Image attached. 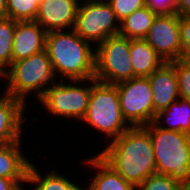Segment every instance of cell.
<instances>
[{
	"instance_id": "23",
	"label": "cell",
	"mask_w": 190,
	"mask_h": 190,
	"mask_svg": "<svg viewBox=\"0 0 190 190\" xmlns=\"http://www.w3.org/2000/svg\"><path fill=\"white\" fill-rule=\"evenodd\" d=\"M181 183L165 174L154 173L136 186V190H177Z\"/></svg>"
},
{
	"instance_id": "26",
	"label": "cell",
	"mask_w": 190,
	"mask_h": 190,
	"mask_svg": "<svg viewBox=\"0 0 190 190\" xmlns=\"http://www.w3.org/2000/svg\"><path fill=\"white\" fill-rule=\"evenodd\" d=\"M146 6L156 15L176 13L179 0H145Z\"/></svg>"
},
{
	"instance_id": "3",
	"label": "cell",
	"mask_w": 190,
	"mask_h": 190,
	"mask_svg": "<svg viewBox=\"0 0 190 190\" xmlns=\"http://www.w3.org/2000/svg\"><path fill=\"white\" fill-rule=\"evenodd\" d=\"M144 127L151 137L157 173L190 184V135L159 128L154 122Z\"/></svg>"
},
{
	"instance_id": "8",
	"label": "cell",
	"mask_w": 190,
	"mask_h": 190,
	"mask_svg": "<svg viewBox=\"0 0 190 190\" xmlns=\"http://www.w3.org/2000/svg\"><path fill=\"white\" fill-rule=\"evenodd\" d=\"M73 84L63 80L47 87L44 95L39 99L42 107L50 114L59 117L75 118L82 121L85 117L92 91L93 78L89 85L83 86V80H71ZM78 83L80 85H78ZM91 83V84H90Z\"/></svg>"
},
{
	"instance_id": "6",
	"label": "cell",
	"mask_w": 190,
	"mask_h": 190,
	"mask_svg": "<svg viewBox=\"0 0 190 190\" xmlns=\"http://www.w3.org/2000/svg\"><path fill=\"white\" fill-rule=\"evenodd\" d=\"M94 78L102 83L117 84L134 77L130 60V39L121 35L108 37L96 46Z\"/></svg>"
},
{
	"instance_id": "19",
	"label": "cell",
	"mask_w": 190,
	"mask_h": 190,
	"mask_svg": "<svg viewBox=\"0 0 190 190\" xmlns=\"http://www.w3.org/2000/svg\"><path fill=\"white\" fill-rule=\"evenodd\" d=\"M156 16L147 6L135 10L120 21L119 35L129 39H144Z\"/></svg>"
},
{
	"instance_id": "11",
	"label": "cell",
	"mask_w": 190,
	"mask_h": 190,
	"mask_svg": "<svg viewBox=\"0 0 190 190\" xmlns=\"http://www.w3.org/2000/svg\"><path fill=\"white\" fill-rule=\"evenodd\" d=\"M80 0H40L37 21L46 32L73 29ZM82 1V0H81Z\"/></svg>"
},
{
	"instance_id": "7",
	"label": "cell",
	"mask_w": 190,
	"mask_h": 190,
	"mask_svg": "<svg viewBox=\"0 0 190 190\" xmlns=\"http://www.w3.org/2000/svg\"><path fill=\"white\" fill-rule=\"evenodd\" d=\"M82 2L78 5L73 28L78 35L98 45L108 37L119 34L120 21L107 0H83Z\"/></svg>"
},
{
	"instance_id": "16",
	"label": "cell",
	"mask_w": 190,
	"mask_h": 190,
	"mask_svg": "<svg viewBox=\"0 0 190 190\" xmlns=\"http://www.w3.org/2000/svg\"><path fill=\"white\" fill-rule=\"evenodd\" d=\"M21 142L0 145V177L27 179L30 164L33 163L21 153Z\"/></svg>"
},
{
	"instance_id": "2",
	"label": "cell",
	"mask_w": 190,
	"mask_h": 190,
	"mask_svg": "<svg viewBox=\"0 0 190 190\" xmlns=\"http://www.w3.org/2000/svg\"><path fill=\"white\" fill-rule=\"evenodd\" d=\"M73 29L50 31L46 35L48 53L56 77L89 82L95 74V51Z\"/></svg>"
},
{
	"instance_id": "15",
	"label": "cell",
	"mask_w": 190,
	"mask_h": 190,
	"mask_svg": "<svg viewBox=\"0 0 190 190\" xmlns=\"http://www.w3.org/2000/svg\"><path fill=\"white\" fill-rule=\"evenodd\" d=\"M129 52L134 77H148L165 62L145 39H130Z\"/></svg>"
},
{
	"instance_id": "9",
	"label": "cell",
	"mask_w": 190,
	"mask_h": 190,
	"mask_svg": "<svg viewBox=\"0 0 190 190\" xmlns=\"http://www.w3.org/2000/svg\"><path fill=\"white\" fill-rule=\"evenodd\" d=\"M115 85L121 114L130 126H144L154 121L153 92L148 77H133Z\"/></svg>"
},
{
	"instance_id": "14",
	"label": "cell",
	"mask_w": 190,
	"mask_h": 190,
	"mask_svg": "<svg viewBox=\"0 0 190 190\" xmlns=\"http://www.w3.org/2000/svg\"><path fill=\"white\" fill-rule=\"evenodd\" d=\"M25 109L28 110L21 100L5 92L0 95V145L21 141Z\"/></svg>"
},
{
	"instance_id": "28",
	"label": "cell",
	"mask_w": 190,
	"mask_h": 190,
	"mask_svg": "<svg viewBox=\"0 0 190 190\" xmlns=\"http://www.w3.org/2000/svg\"><path fill=\"white\" fill-rule=\"evenodd\" d=\"M27 179H8L0 177V190H24L23 184Z\"/></svg>"
},
{
	"instance_id": "18",
	"label": "cell",
	"mask_w": 190,
	"mask_h": 190,
	"mask_svg": "<svg viewBox=\"0 0 190 190\" xmlns=\"http://www.w3.org/2000/svg\"><path fill=\"white\" fill-rule=\"evenodd\" d=\"M168 126L161 125L162 118ZM159 128L186 132L190 135V100L179 97L169 107L158 112L153 121Z\"/></svg>"
},
{
	"instance_id": "25",
	"label": "cell",
	"mask_w": 190,
	"mask_h": 190,
	"mask_svg": "<svg viewBox=\"0 0 190 190\" xmlns=\"http://www.w3.org/2000/svg\"><path fill=\"white\" fill-rule=\"evenodd\" d=\"M115 12L116 18L122 21L125 17L131 15L135 10L144 6L145 0H107Z\"/></svg>"
},
{
	"instance_id": "31",
	"label": "cell",
	"mask_w": 190,
	"mask_h": 190,
	"mask_svg": "<svg viewBox=\"0 0 190 190\" xmlns=\"http://www.w3.org/2000/svg\"><path fill=\"white\" fill-rule=\"evenodd\" d=\"M62 190H90L89 186L86 189L81 188L79 185L77 186V184H74V182L68 187V188H62Z\"/></svg>"
},
{
	"instance_id": "29",
	"label": "cell",
	"mask_w": 190,
	"mask_h": 190,
	"mask_svg": "<svg viewBox=\"0 0 190 190\" xmlns=\"http://www.w3.org/2000/svg\"><path fill=\"white\" fill-rule=\"evenodd\" d=\"M176 13L180 16H190V0H179Z\"/></svg>"
},
{
	"instance_id": "30",
	"label": "cell",
	"mask_w": 190,
	"mask_h": 190,
	"mask_svg": "<svg viewBox=\"0 0 190 190\" xmlns=\"http://www.w3.org/2000/svg\"><path fill=\"white\" fill-rule=\"evenodd\" d=\"M6 1L7 0H0V18L6 17Z\"/></svg>"
},
{
	"instance_id": "4",
	"label": "cell",
	"mask_w": 190,
	"mask_h": 190,
	"mask_svg": "<svg viewBox=\"0 0 190 190\" xmlns=\"http://www.w3.org/2000/svg\"><path fill=\"white\" fill-rule=\"evenodd\" d=\"M55 76L48 53L43 50L28 58L12 62L1 78L8 80L5 93L26 105V96L35 92L39 100L47 90L44 86L50 81L52 84L56 83Z\"/></svg>"
},
{
	"instance_id": "32",
	"label": "cell",
	"mask_w": 190,
	"mask_h": 190,
	"mask_svg": "<svg viewBox=\"0 0 190 190\" xmlns=\"http://www.w3.org/2000/svg\"><path fill=\"white\" fill-rule=\"evenodd\" d=\"M177 190H190V184H181Z\"/></svg>"
},
{
	"instance_id": "17",
	"label": "cell",
	"mask_w": 190,
	"mask_h": 190,
	"mask_svg": "<svg viewBox=\"0 0 190 190\" xmlns=\"http://www.w3.org/2000/svg\"><path fill=\"white\" fill-rule=\"evenodd\" d=\"M91 168L97 171L89 184L90 190H136V187L125 181L98 154L86 160Z\"/></svg>"
},
{
	"instance_id": "1",
	"label": "cell",
	"mask_w": 190,
	"mask_h": 190,
	"mask_svg": "<svg viewBox=\"0 0 190 190\" xmlns=\"http://www.w3.org/2000/svg\"><path fill=\"white\" fill-rule=\"evenodd\" d=\"M106 144L102 152L97 154L135 187L157 173L151 137L144 126H130Z\"/></svg>"
},
{
	"instance_id": "12",
	"label": "cell",
	"mask_w": 190,
	"mask_h": 190,
	"mask_svg": "<svg viewBox=\"0 0 190 190\" xmlns=\"http://www.w3.org/2000/svg\"><path fill=\"white\" fill-rule=\"evenodd\" d=\"M47 32L35 20L16 21L12 46V62L45 50Z\"/></svg>"
},
{
	"instance_id": "5",
	"label": "cell",
	"mask_w": 190,
	"mask_h": 190,
	"mask_svg": "<svg viewBox=\"0 0 190 190\" xmlns=\"http://www.w3.org/2000/svg\"><path fill=\"white\" fill-rule=\"evenodd\" d=\"M88 109L83 122L99 130L108 143L123 134L130 125L121 114L118 90L114 84H106L93 78Z\"/></svg>"
},
{
	"instance_id": "20",
	"label": "cell",
	"mask_w": 190,
	"mask_h": 190,
	"mask_svg": "<svg viewBox=\"0 0 190 190\" xmlns=\"http://www.w3.org/2000/svg\"><path fill=\"white\" fill-rule=\"evenodd\" d=\"M38 171L37 166L31 163L26 182L35 185L32 190H62V188H68L73 183L55 170L48 171V174L46 173L43 177Z\"/></svg>"
},
{
	"instance_id": "24",
	"label": "cell",
	"mask_w": 190,
	"mask_h": 190,
	"mask_svg": "<svg viewBox=\"0 0 190 190\" xmlns=\"http://www.w3.org/2000/svg\"><path fill=\"white\" fill-rule=\"evenodd\" d=\"M175 69L179 95L181 98L190 100V61L186 59L175 60Z\"/></svg>"
},
{
	"instance_id": "21",
	"label": "cell",
	"mask_w": 190,
	"mask_h": 190,
	"mask_svg": "<svg viewBox=\"0 0 190 190\" xmlns=\"http://www.w3.org/2000/svg\"><path fill=\"white\" fill-rule=\"evenodd\" d=\"M16 21L0 18V75L12 64V46Z\"/></svg>"
},
{
	"instance_id": "22",
	"label": "cell",
	"mask_w": 190,
	"mask_h": 190,
	"mask_svg": "<svg viewBox=\"0 0 190 190\" xmlns=\"http://www.w3.org/2000/svg\"><path fill=\"white\" fill-rule=\"evenodd\" d=\"M40 0H7L6 17L14 21H32L37 17Z\"/></svg>"
},
{
	"instance_id": "27",
	"label": "cell",
	"mask_w": 190,
	"mask_h": 190,
	"mask_svg": "<svg viewBox=\"0 0 190 190\" xmlns=\"http://www.w3.org/2000/svg\"><path fill=\"white\" fill-rule=\"evenodd\" d=\"M182 59L190 58V16H180Z\"/></svg>"
},
{
	"instance_id": "13",
	"label": "cell",
	"mask_w": 190,
	"mask_h": 190,
	"mask_svg": "<svg viewBox=\"0 0 190 190\" xmlns=\"http://www.w3.org/2000/svg\"><path fill=\"white\" fill-rule=\"evenodd\" d=\"M153 92L155 116L180 97L175 61L164 62L148 76Z\"/></svg>"
},
{
	"instance_id": "10",
	"label": "cell",
	"mask_w": 190,
	"mask_h": 190,
	"mask_svg": "<svg viewBox=\"0 0 190 190\" xmlns=\"http://www.w3.org/2000/svg\"><path fill=\"white\" fill-rule=\"evenodd\" d=\"M144 39L165 62L182 59L180 15H157Z\"/></svg>"
}]
</instances>
